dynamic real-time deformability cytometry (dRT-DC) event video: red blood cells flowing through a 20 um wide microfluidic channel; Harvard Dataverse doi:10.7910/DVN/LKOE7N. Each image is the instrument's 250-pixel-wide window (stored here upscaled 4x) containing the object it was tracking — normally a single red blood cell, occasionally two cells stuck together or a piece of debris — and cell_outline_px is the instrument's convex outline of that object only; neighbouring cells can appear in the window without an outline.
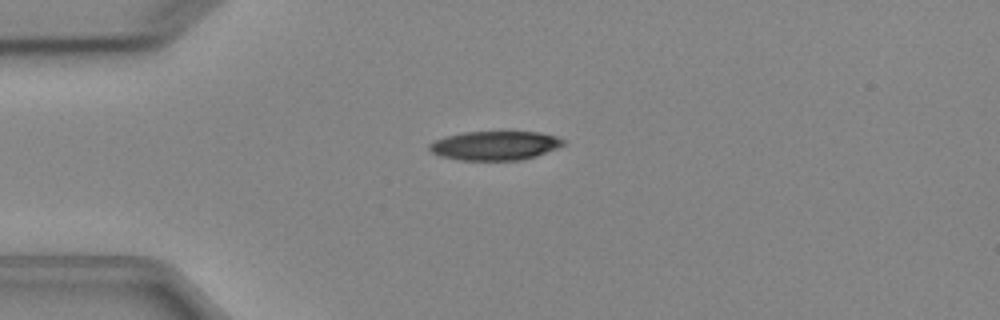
{"species": "Egyptian fruit bat (a non-hibernating species)", "species_latin": "Rousettus aegyptiacus", "temperature_condition": "cold", "stored_images_in_passage": 7, "camera_frame_rate_fps": 3000, "um_per_image_px": 0.085, "animal": {"sex": "female"}, "frame": {"image": 1, "passage_image": 4, "time_ms": 3.667, "image_size_px": [1000, 320], "cell_outline_px": [[564, 144], [556, 148], [536, 156], [520, 160], [460, 160], [440, 156], [432, 152], [428, 148], [428, 144], [444, 136], [464, 132], [536, 132], [556, 136], [564, 140]], "centroid_in_image_um": [42.03, 12.37], "position_along_channel_um": 43.0, "area_um2": 22.54}}